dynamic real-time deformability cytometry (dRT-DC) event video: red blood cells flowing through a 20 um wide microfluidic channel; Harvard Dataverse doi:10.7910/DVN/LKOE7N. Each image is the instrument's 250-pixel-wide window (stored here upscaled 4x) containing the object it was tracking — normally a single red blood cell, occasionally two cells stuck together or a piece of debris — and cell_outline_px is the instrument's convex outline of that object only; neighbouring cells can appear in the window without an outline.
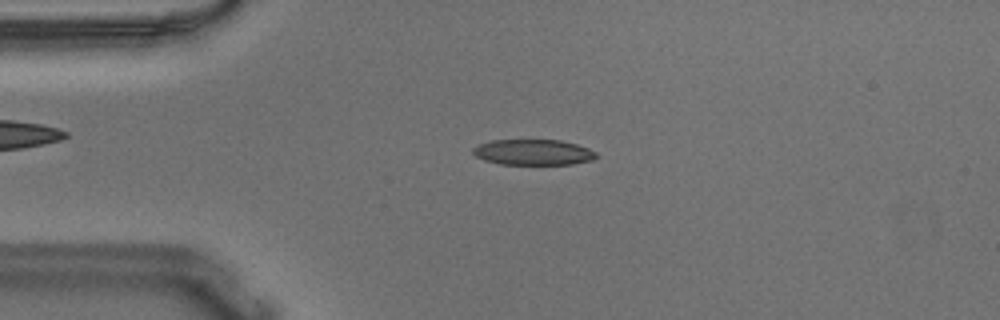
{"species": "Egyptian fruit bat (a non-hibernating species)", "species_latin": "Rousettus aegyptiacus", "temperature_condition": "warm", "stored_images_in_passage": 55, "camera_frame_rate_fps": 3000, "um_per_image_px": 0.085, "animal": {"sex": "male"}, "frame": {"image": 1, "passage_image": 13, "time_ms": 4.0, "image_size_px": [1000, 320], "cell_outline_px": [[600, 156], [592, 160], [572, 164], [500, 164], [484, 160], [476, 156], [472, 152], [472, 148], [476, 144], [492, 140], [560, 140], [576, 144], [588, 148], [596, 152]], "centroid_in_image_um": [45.32, 12.94], "position_along_channel_um": 39.7, "area_um2": 18.55}}
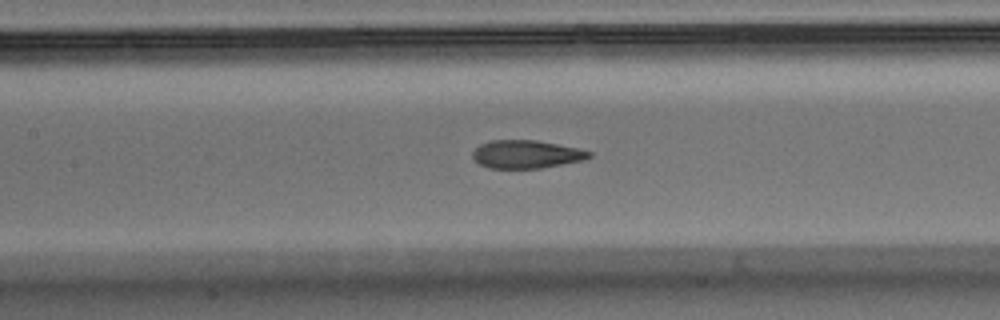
{"frame": {"image": 2, "passage_image": 25, "time_ms": 8.0, "image_size_px": [1000, 320], "cell_outline_px": [[592, 156], [584, 160], [540, 168], [488, 168], [480, 164], [472, 156], [472, 152], [480, 144], [488, 140], [536, 140], [580, 148], [592, 152]], "centroid_in_image_um": [44.75, 13.1], "position_along_channel_um": 162.6, "area_um2": 19.13}}
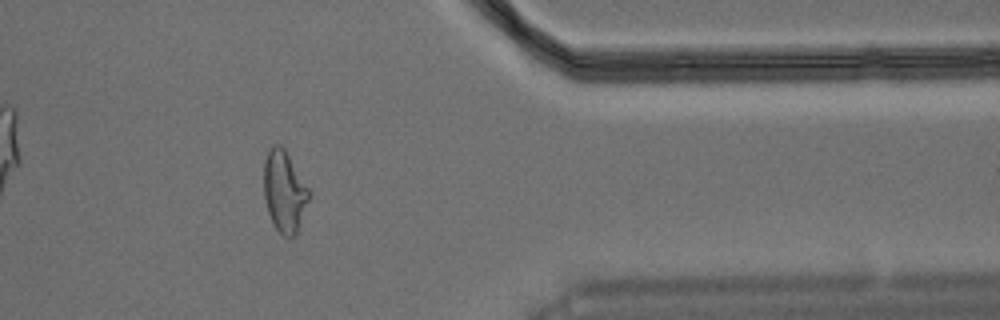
{"frame": {"image": 3, "passage_image": 45, "time_ms": 14.667, "image_size_px": [1000, 320], "cell_outline_px": [[312, 192], [300, 224], [296, 232], [292, 236], [284, 236], [272, 224], [268, 212], [264, 196], [264, 160], [268, 148], [272, 144], [280, 144], [284, 148]], "centroid_in_image_um": [24.17, 16.23], "position_along_channel_um": 387.2, "area_um2": 21.56}, "authors_computed_cell_mechanics": {"area_um2": 19.8832, "velocity_mm_per_s": 3.6504, "shape_relaxation_time_tau1_ms": 7.9077, "shape_relaxation_time_tau2_ms": 1.2498, "deformation_change_tau1": 0.2587, "deformation_change_tau2": 0.0901}}